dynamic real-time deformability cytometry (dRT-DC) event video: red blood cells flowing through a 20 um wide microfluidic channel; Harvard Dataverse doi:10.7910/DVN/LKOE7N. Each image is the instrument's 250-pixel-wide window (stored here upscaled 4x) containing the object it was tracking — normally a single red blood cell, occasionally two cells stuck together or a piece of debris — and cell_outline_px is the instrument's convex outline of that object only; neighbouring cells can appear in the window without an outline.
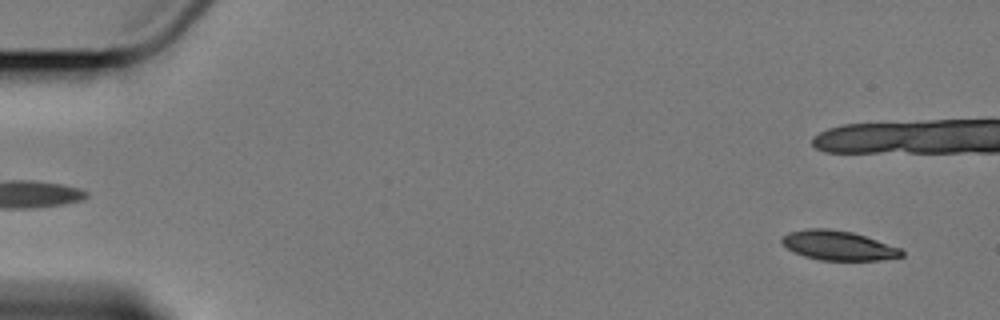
{"species": "Egyptian fruit bat (a non-hibernating species)", "species_latin": "Rousettus aegyptiacus", "temperature_condition": "cold", "stored_images_in_passage": 5, "camera_frame_rate_fps": 3000, "um_per_image_px": 0.085, "animal": {"sex": "female"}, "frame": {"image": 1, "passage_image": 5, "time_ms": 5.0, "image_size_px": [1000, 320], "cell_outline_px": [[904, 256], [880, 260], [820, 260], [804, 256], [788, 248], [780, 240], [788, 232], [808, 228], [828, 228], [852, 232], [900, 248], [904, 252]], "centroid_in_image_um": [71.26, 20.86], "position_along_channel_um": 13.7, "area_um2": 20.35}}